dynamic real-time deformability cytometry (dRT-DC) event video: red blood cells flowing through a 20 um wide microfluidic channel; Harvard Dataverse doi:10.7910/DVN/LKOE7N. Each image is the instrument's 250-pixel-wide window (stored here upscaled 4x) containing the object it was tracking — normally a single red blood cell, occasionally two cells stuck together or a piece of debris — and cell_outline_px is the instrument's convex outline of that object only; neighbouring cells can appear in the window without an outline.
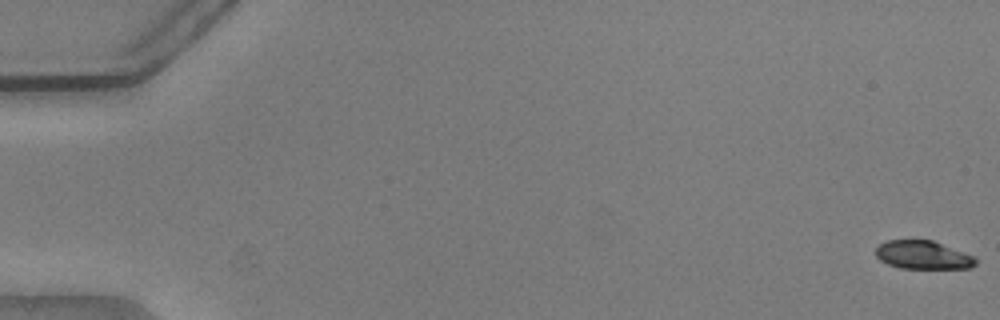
{"species": "common noctule bat (a hibernating species)", "species_latin": "Nyctalus noctula", "temperature_condition": "warm", "stored_images_in_passage": 19, "camera_frame_rate_fps": 3000, "um_per_image_px": 0.085, "animal": {"sex": "male", "body_mass_g": 20.5, "forearm_length_mm": 52.5}, "frame": {"image": 1, "passage_image": 1, "time_ms": 0.0, "image_size_px": [1000, 320], "cell_outline_px": [[976, 264], [972, 268], [900, 268], [888, 264], [880, 260], [876, 256], [876, 248], [880, 244], [888, 240], [932, 240], [976, 256]], "centroid_in_image_um": [78.48, 21.67], "position_along_channel_um": 6.5, "area_um2": 16.53}}
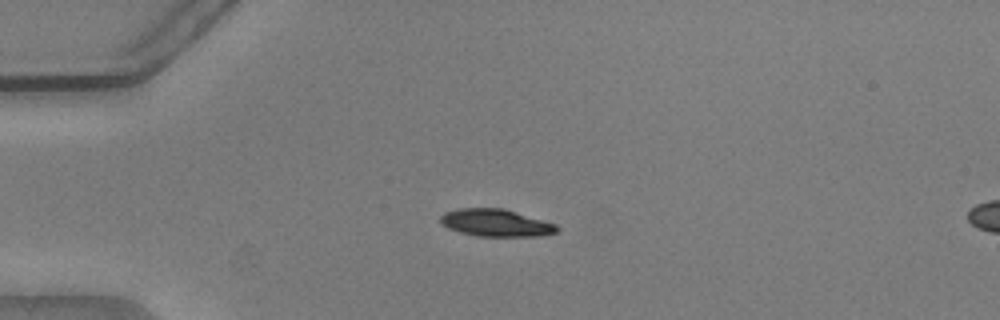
{"frame": {"image": 2, "passage_image": 15, "time_ms": 4.667, "image_size_px": [1000, 320], "cell_outline_px": [[560, 228], [556, 232], [540, 236], [476, 236], [460, 232], [448, 228], [440, 224], [440, 216], [444, 212], [460, 208], [504, 208], [556, 224]], "centroid_in_image_um": [42.13, 18.94], "position_along_channel_um": 42.9, "area_um2": 18.61}}